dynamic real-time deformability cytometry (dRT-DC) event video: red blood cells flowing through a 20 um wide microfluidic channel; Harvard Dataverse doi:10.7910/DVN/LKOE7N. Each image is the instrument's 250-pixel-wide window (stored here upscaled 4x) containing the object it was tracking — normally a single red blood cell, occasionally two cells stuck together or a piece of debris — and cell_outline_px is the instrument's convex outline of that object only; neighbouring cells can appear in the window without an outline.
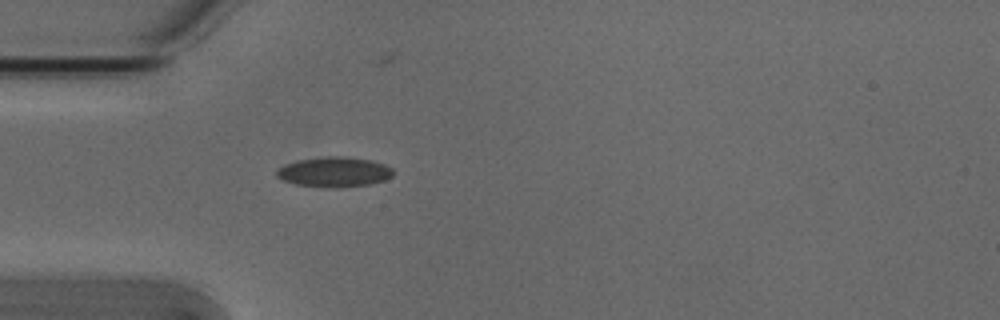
{"species": "Egyptian fruit bat (a non-hibernating species)", "species_latin": "Rousettus aegyptiacus", "temperature_condition": "cold", "stored_images_in_passage": 39, "camera_frame_rate_fps": 3000, "um_per_image_px": 0.085, "animal": {"sex": "male"}, "frame": {"image": 1, "passage_image": 1, "time_ms": 0.0, "image_size_px": [1000, 320], "cell_outline_px": [[392, 176], [384, 180], [368, 184], [336, 188], [328, 188], [296, 184], [284, 180], [276, 176], [276, 172], [284, 164], [296, 160], [328, 156], [344, 156], [372, 160], [384, 164], [392, 168]], "centroid_in_image_um": [28.4, 14.61], "position_along_channel_um": 56.6, "area_um2": 20.35}}
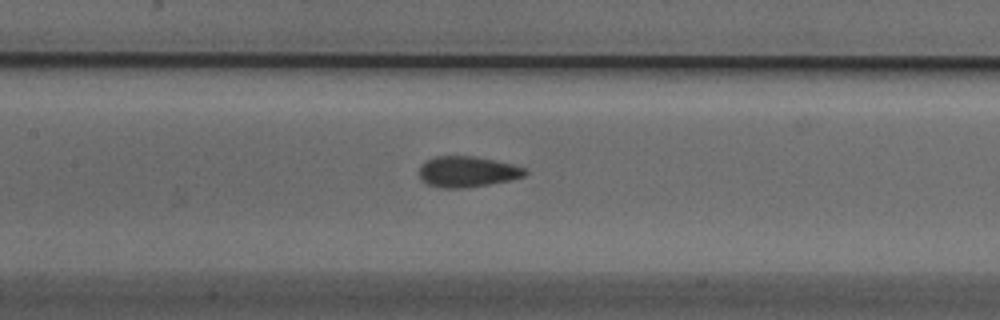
{"frame": {"image": 2, "passage_image": 10, "time_ms": 3.0, "image_size_px": [1000, 320], "cell_outline_px": [[528, 172], [524, 176], [512, 180], [488, 184], [460, 188], [440, 188], [428, 184], [420, 176], [420, 164], [424, 160], [436, 156], [476, 156], [512, 164], [528, 168]], "centroid_in_image_um": [39.74, 14.58], "position_along_channel_um": 167.7, "area_um2": 19.07}}
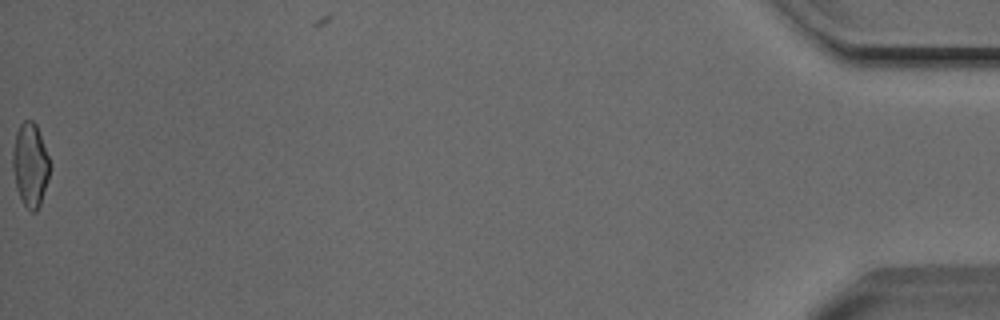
{"frame": {"image": 3, "passage_image": 39, "time_ms": 12.667, "image_size_px": [1000, 320], "cell_outline_px": [[52, 164], [48, 180], [40, 204], [36, 212], [32, 212], [24, 204], [16, 188], [12, 164], [12, 152], [16, 132], [20, 124], [24, 120], [32, 120], [36, 124]], "centroid_in_image_um": [2.59, 13.99], "position_along_channel_um": 432.6, "area_um2": 18.21}, "authors_computed_cell_mechanics": {"area_um2": 18.6116, "velocity_mm_per_s": 3.8413, "shape_relaxation_time_tau1_ms": 6.0064, "shape_relaxation_time_tau2_ms": 1.4031, "deformation_change_tau1": 0.1346, "deformation_change_tau2": 0.0669}}